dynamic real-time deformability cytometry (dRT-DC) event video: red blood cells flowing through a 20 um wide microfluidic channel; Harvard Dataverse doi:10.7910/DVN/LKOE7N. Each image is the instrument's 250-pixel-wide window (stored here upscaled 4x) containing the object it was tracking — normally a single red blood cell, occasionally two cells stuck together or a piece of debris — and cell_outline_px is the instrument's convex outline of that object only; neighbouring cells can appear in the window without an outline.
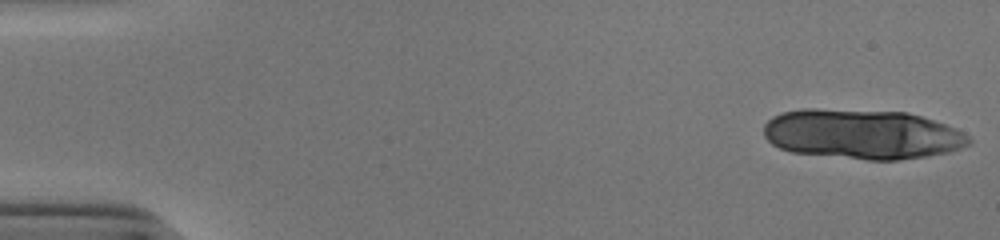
{"species": "human", "species_latin": "Homo sapiens", "temperature_condition": "cold", "stored_images_in_passage": 15, "camera_frame_rate_fps": 3000, "um_per_image_px": 0.085, "donor": {"sex": "male"}, "frame": {"image": 1, "passage_image": 1, "time_ms": 0.0, "image_size_px": [1000, 240], "cell_outline_px": [[972, 140], [968, 144], [960, 148], [948, 152], [924, 156], [896, 160], [868, 160], [792, 152], [780, 148], [772, 144], [764, 136], [764, 124], [772, 116], [780, 112], [804, 108], [816, 108], [908, 112], [944, 124], [968, 136]], "centroid_in_image_um": [73.22, 11.39], "position_along_channel_um": 11.8, "area_um2": 59.48}}